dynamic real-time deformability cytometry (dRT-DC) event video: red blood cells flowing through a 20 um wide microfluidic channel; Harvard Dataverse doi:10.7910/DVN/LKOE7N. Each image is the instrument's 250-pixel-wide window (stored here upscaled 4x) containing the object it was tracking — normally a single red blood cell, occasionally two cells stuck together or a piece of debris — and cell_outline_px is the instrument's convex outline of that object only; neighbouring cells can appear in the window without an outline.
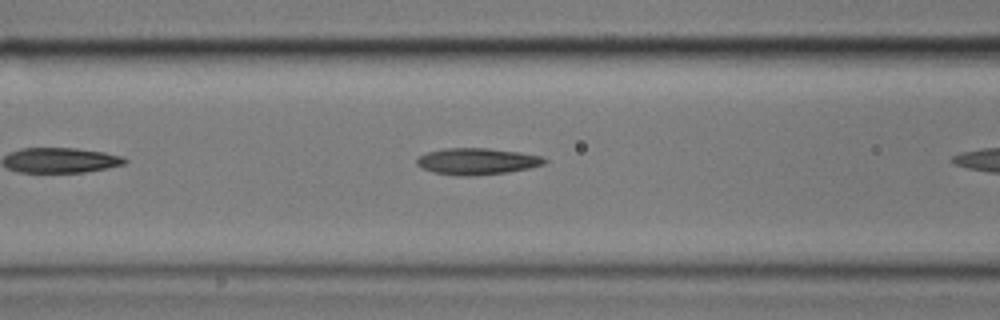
{"species": "common noctule bat (a hibernating species)", "species_latin": "Nyctalus noctula", "temperature_condition": "cold", "stored_images_in_passage": 32, "camera_frame_rate_fps": 3000, "um_per_image_px": 0.085, "animal": {"sex": "male", "body_mass_g": 17.9}, "frame": {"image": 1, "passage_image": 9, "time_ms": 2.667, "image_size_px": [1000, 320], "cell_outline_px": [[548, 160], [544, 164], [528, 168], [508, 172], [472, 176], [456, 176], [432, 172], [416, 164], [416, 160], [420, 156], [428, 152], [444, 148], [488, 148], [520, 152], [540, 156]], "centroid_in_image_um": [40.54, 13.71], "position_along_channel_um": 126.1, "area_um2": 19.71}}
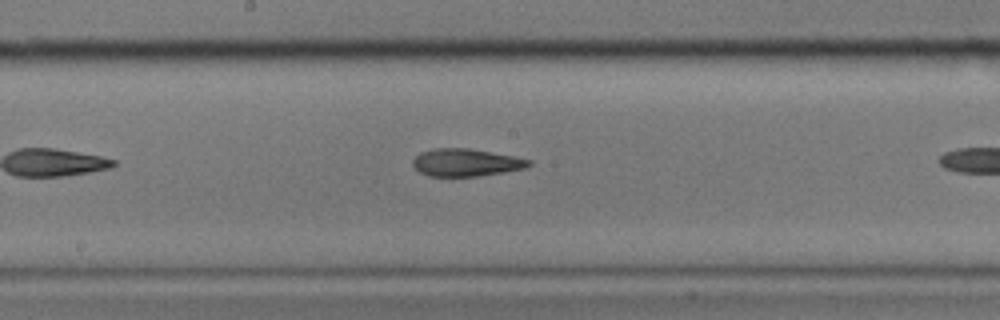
{"frame": {"image": 2, "passage_image": 16, "time_ms": 5.0, "image_size_px": [1000, 320], "cell_outline_px": [[532, 164], [524, 168], [504, 172], [476, 176], [428, 176], [420, 172], [412, 164], [412, 160], [420, 152], [432, 148], [468, 148], [516, 156], [532, 160]], "centroid_in_image_um": [39.61, 13.8], "position_along_channel_um": 208.6, "area_um2": 18.67}}
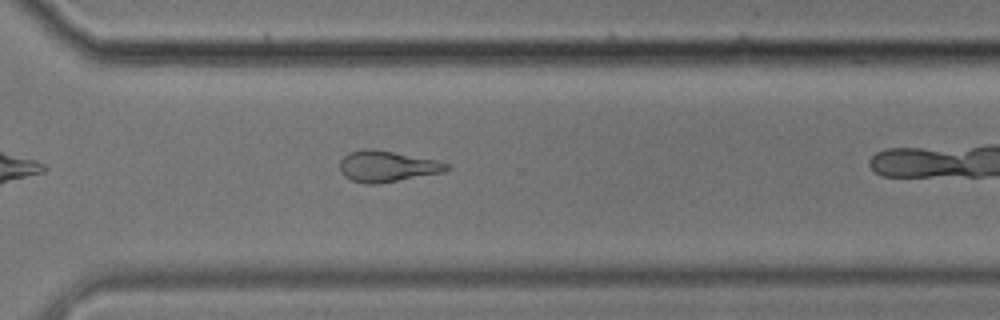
{"frame": {"image": 3, "passage_image": 27, "time_ms": 8.667, "image_size_px": [1000, 320], "cell_outline_px": [[452, 168], [444, 172], [376, 184], [364, 184], [352, 180], [344, 176], [340, 172], [340, 160], [348, 152], [364, 148], [372, 148], [436, 160], [452, 164]], "centroid_in_image_um": [32.9, 14.13], "position_along_channel_um": 337.7, "area_um2": 19.48}}